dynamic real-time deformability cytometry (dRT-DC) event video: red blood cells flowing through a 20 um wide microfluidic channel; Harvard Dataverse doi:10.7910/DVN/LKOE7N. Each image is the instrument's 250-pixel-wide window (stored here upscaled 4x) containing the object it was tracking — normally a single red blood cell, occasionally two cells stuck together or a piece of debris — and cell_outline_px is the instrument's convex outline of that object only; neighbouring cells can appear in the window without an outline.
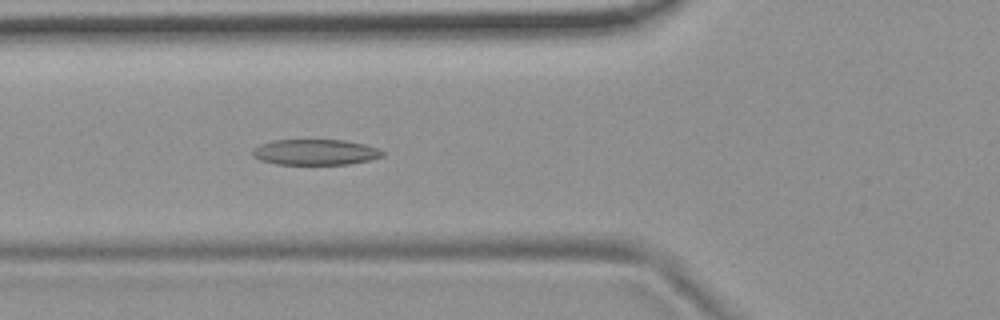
{"species": "common noctule bat (a hibernating species)", "species_latin": "Nyctalus noctula", "temperature_condition": "room temperature", "stored_images_in_passage": 54, "camera_frame_rate_fps": 3000, "um_per_image_px": 0.085, "animal": {"sex": "female", "body_mass_g": 19.9}, "frame": {"image": 1, "passage_image": 20, "time_ms": 6.333, "image_size_px": [1000, 320], "cell_outline_px": [[384, 156], [372, 160], [348, 164], [276, 164], [260, 160], [252, 156], [252, 152], [260, 144], [272, 140], [344, 140], [364, 144], [380, 148], [384, 152]], "centroid_in_image_um": [26.84, 12.93], "position_along_channel_um": 99.0, "area_um2": 19.54}}
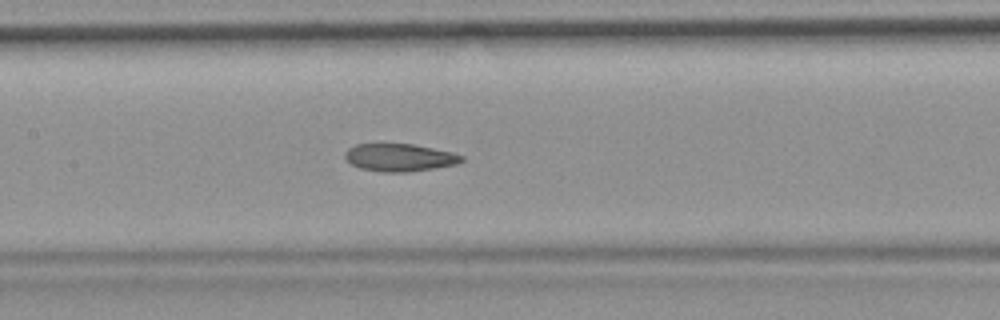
{"frame": {"image": 2, "passage_image": 26, "time_ms": 8.333, "image_size_px": [1000, 320], "cell_outline_px": [[464, 160], [456, 164], [408, 172], [380, 172], [360, 168], [352, 164], [344, 156], [344, 152], [348, 148], [356, 144], [412, 144], [452, 152], [464, 156]], "centroid_in_image_um": [33.95, 13.39], "position_along_channel_um": 173.5, "area_um2": 18.67}}
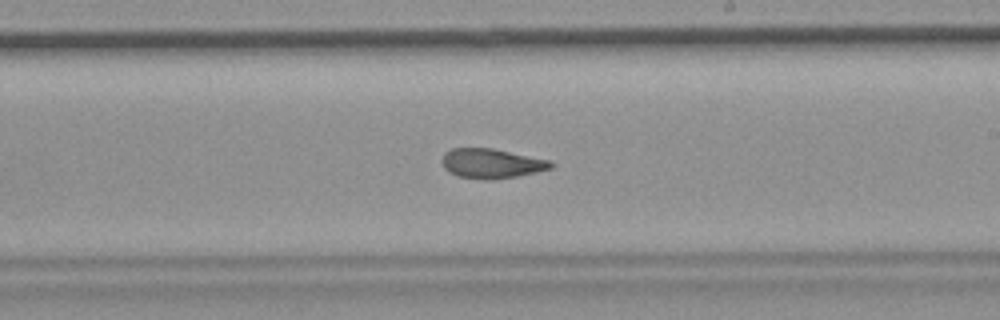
{"frame": {"image": 3, "passage_image": 32, "time_ms": 10.333, "image_size_px": [1000, 320], "cell_outline_px": [[556, 164], [552, 168], [536, 172], [516, 176], [492, 180], [488, 180], [460, 176], [448, 172], [444, 168], [440, 160], [444, 152], [452, 148], [492, 148], [552, 160]], "centroid_in_image_um": [41.79, 13.88], "position_along_channel_um": 247.2, "area_um2": 19.02}, "authors_computed_cell_mechanics": {"area_um2": 19.9121, "velocity_mm_per_s": 3.7095, "shape_relaxation_time_tau1_ms": null, "shape_relaxation_time_tau2_ms": 1.7273, "deformation_change_tau1": null, "deformation_change_tau2": 0.0855}}